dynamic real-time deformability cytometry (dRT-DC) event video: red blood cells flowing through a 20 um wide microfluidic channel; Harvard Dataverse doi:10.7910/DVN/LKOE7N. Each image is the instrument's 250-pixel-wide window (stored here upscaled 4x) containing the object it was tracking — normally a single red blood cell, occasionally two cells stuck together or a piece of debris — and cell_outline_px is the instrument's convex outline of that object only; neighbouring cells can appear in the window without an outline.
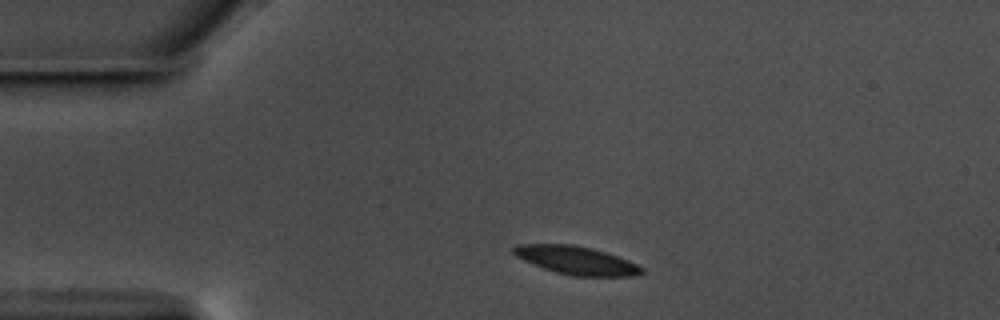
{"species": "common noctule bat (a hibernating species)", "species_latin": "Nyctalus noctula", "temperature_condition": "warm", "stored_images_in_passage": 46, "camera_frame_rate_fps": 3000, "um_per_image_px": 0.085, "animal": {"sex": "male", "body_mass_g": 17.5, "forearm_length_mm": 52.3}, "frame": {"image": 1, "passage_image": 1, "time_ms": 0.0, "image_size_px": [1000, 320], "cell_outline_px": [[644, 272], [636, 276], [572, 276], [556, 272], [544, 268], [524, 260], [516, 256], [508, 248], [516, 244], [568, 244], [592, 248], [628, 260], [644, 268]], "centroid_in_image_um": [48.96, 22.12], "position_along_channel_um": 36.0, "area_um2": 21.04}}
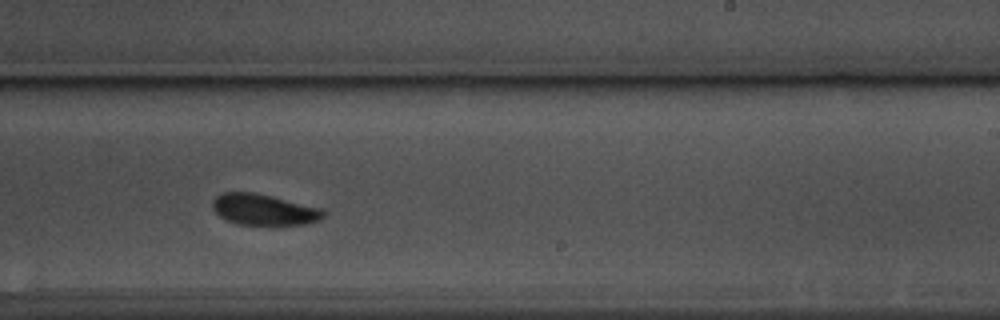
{"frame": {"image": 2, "passage_image": 24, "time_ms": 7.667, "image_size_px": [1000, 320], "cell_outline_px": [[328, 212], [320, 220], [304, 224], [236, 224], [220, 216], [212, 208], [212, 200], [220, 192], [256, 192], [324, 208]], "centroid_in_image_um": [22.46, 17.79], "position_along_channel_um": 266.5, "area_um2": 20.29}}
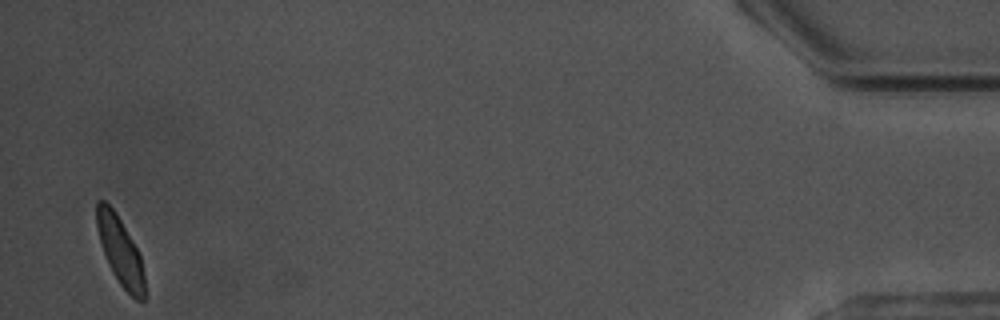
{"frame": {"image": 3, "passage_image": 45, "time_ms": 14.667, "image_size_px": [1000, 320], "cell_outline_px": [[148, 296], [144, 300], [136, 300], [120, 284], [112, 272], [108, 264], [100, 240], [96, 224], [96, 200], [104, 200], [116, 212], [136, 248], [140, 256], [144, 272]], "centroid_in_image_um": [10.25, 21.38], "position_along_channel_um": 425.0, "area_um2": 19.02}, "authors_computed_cell_mechanics": {"area_um2": 20.7791, "velocity_mm_per_s": 3.5172, "shape_relaxation_time_tau1_ms": 2.8654, "shape_relaxation_time_tau2_ms": null, "deformation_change_tau1": 0.0991, "deformation_change_tau2": null}}